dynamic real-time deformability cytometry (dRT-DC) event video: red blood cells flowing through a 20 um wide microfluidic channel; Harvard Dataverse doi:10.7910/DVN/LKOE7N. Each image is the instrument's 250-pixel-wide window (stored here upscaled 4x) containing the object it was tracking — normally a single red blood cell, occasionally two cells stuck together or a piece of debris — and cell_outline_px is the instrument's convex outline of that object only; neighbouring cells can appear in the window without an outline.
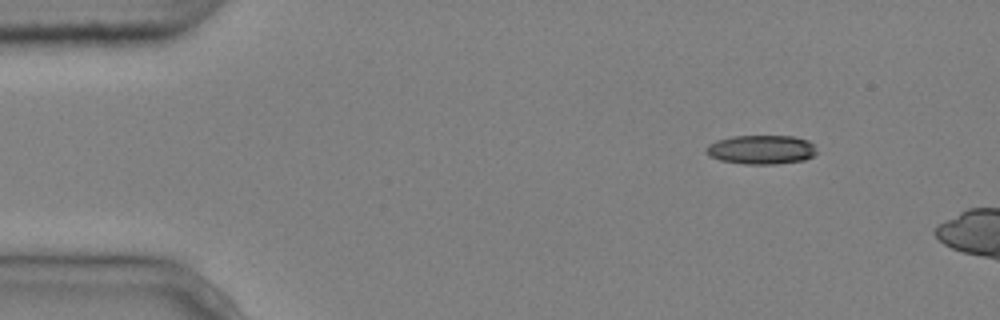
{"species": "common noctule bat (a hibernating species)", "species_latin": "Nyctalus noctula", "temperature_condition": "cold", "stored_images_in_passage": 3, "camera_frame_rate_fps": 3000, "um_per_image_px": 0.085, "animal": {"sex": "male", "body_mass_g": 20.4}, "frame": {"image": 1, "passage_image": 1, "time_ms": 0.0, "image_size_px": [1000, 320], "cell_outline_px": [[816, 152], [812, 156], [804, 160], [776, 164], [744, 164], [720, 160], [708, 156], [704, 148], [708, 144], [716, 140], [732, 136], [796, 136], [808, 140], [812, 144]], "centroid_in_image_um": [64.66, 12.71], "position_along_channel_um": 20.3, "area_um2": 18.84}}